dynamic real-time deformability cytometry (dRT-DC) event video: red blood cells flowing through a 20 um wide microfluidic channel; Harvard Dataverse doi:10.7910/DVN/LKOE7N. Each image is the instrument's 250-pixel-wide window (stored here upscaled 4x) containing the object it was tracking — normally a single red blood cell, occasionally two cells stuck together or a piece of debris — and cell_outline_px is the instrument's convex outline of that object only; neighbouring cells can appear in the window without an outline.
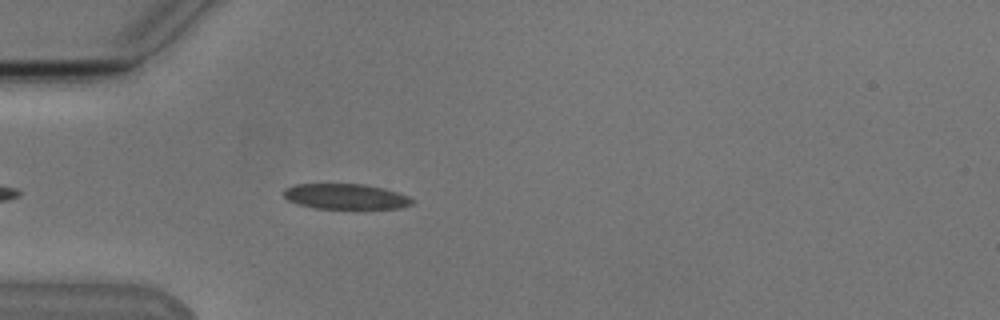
{"species": "Egyptian fruit bat (a non-hibernating species)", "species_latin": "Rousettus aegyptiacus", "temperature_condition": "cold", "stored_images_in_passage": 3, "camera_frame_rate_fps": 3000, "um_per_image_px": 0.085, "animal": {"sex": "male"}, "frame": {"image": 1, "passage_image": 3, "time_ms": 3.333, "image_size_px": [1000, 320], "cell_outline_px": [[412, 204], [400, 208], [356, 212], [316, 208], [296, 204], [288, 200], [284, 196], [284, 188], [292, 184], [364, 184], [384, 188], [408, 196], [412, 200]], "centroid_in_image_um": [29.39, 16.76], "position_along_channel_um": 55.6, "area_um2": 20.11}}